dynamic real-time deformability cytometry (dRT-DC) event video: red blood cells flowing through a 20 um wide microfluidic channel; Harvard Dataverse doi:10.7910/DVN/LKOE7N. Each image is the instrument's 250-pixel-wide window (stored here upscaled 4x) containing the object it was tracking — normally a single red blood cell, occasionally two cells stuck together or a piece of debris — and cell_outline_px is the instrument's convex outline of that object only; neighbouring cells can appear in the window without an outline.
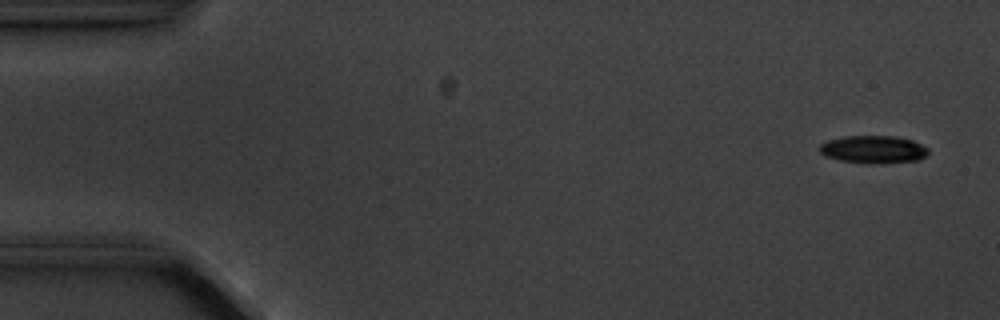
{"species": "common noctule bat (a hibernating species)", "species_latin": "Nyctalus noctula", "temperature_condition": "cold", "stored_images_in_passage": 8, "camera_frame_rate_fps": 3000, "um_per_image_px": 0.085, "animal": {"sex": "male", "body_mass_g": 20.1, "forearm_length_mm": 53.5}, "frame": {"image": 1, "passage_image": 1, "time_ms": 0.0, "image_size_px": [1000, 320], "cell_outline_px": [[928, 152], [920, 160], [840, 160], [824, 156], [820, 152], [820, 144], [828, 140], [844, 136], [892, 136], [912, 140], [928, 148]], "centroid_in_image_um": [74.19, 12.63], "position_along_channel_um": 10.8, "area_um2": 16.3}}